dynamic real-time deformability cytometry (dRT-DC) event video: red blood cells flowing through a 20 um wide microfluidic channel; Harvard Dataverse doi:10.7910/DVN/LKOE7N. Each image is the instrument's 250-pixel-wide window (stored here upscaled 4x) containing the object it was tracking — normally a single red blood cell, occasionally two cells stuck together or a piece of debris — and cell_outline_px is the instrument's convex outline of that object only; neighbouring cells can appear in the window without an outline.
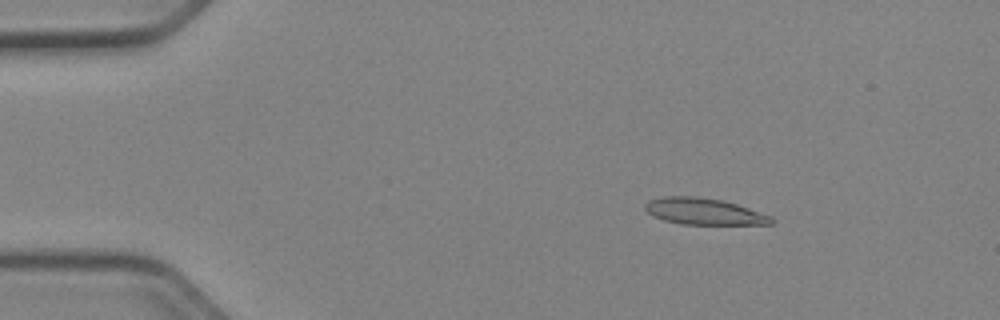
{"species": "Egyptian fruit bat (a non-hibernating species)", "species_latin": "Rousettus aegyptiacus", "temperature_condition": "cold", "stored_images_in_passage": 51, "camera_frame_rate_fps": 3000, "um_per_image_px": 0.085, "animal": {"sex": "female"}, "frame": {"image": 1, "passage_image": 8, "time_ms": 2.333, "image_size_px": [1000, 320], "cell_outline_px": [[776, 220], [772, 224], [680, 224], [664, 220], [652, 216], [644, 208], [644, 204], [648, 200], [664, 196], [696, 196], [724, 200], [772, 216]], "centroid_in_image_um": [59.82, 17.97], "position_along_channel_um": 25.2, "area_um2": 19.59}}
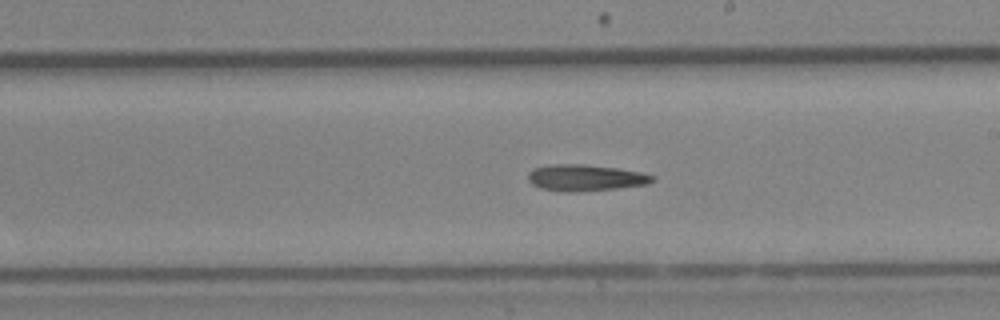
{"frame": {"image": 2, "passage_image": 30, "time_ms": 9.667, "image_size_px": [1000, 320], "cell_outline_px": [[656, 176], [648, 184], [616, 188], [568, 192], [564, 192], [540, 188], [532, 184], [528, 180], [528, 172], [532, 168], [552, 164], [580, 164], [616, 168], [640, 172]], "centroid_in_image_um": [49.71, 15.1], "position_along_channel_um": 239.3, "area_um2": 18.96}}
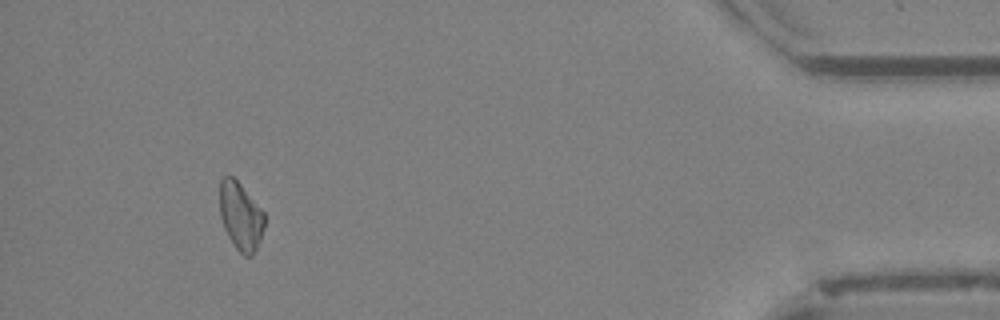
{"frame": {"image": 3, "passage_image": 48, "time_ms": 15.667, "image_size_px": [1000, 320], "cell_outline_px": [[264, 228], [260, 240], [252, 256], [244, 256], [232, 244], [224, 228], [220, 216], [220, 180], [224, 176], [232, 176], [240, 184], [264, 212]], "centroid_in_image_um": [20.45, 18.39], "position_along_channel_um": 414.8, "area_um2": 17.57}}